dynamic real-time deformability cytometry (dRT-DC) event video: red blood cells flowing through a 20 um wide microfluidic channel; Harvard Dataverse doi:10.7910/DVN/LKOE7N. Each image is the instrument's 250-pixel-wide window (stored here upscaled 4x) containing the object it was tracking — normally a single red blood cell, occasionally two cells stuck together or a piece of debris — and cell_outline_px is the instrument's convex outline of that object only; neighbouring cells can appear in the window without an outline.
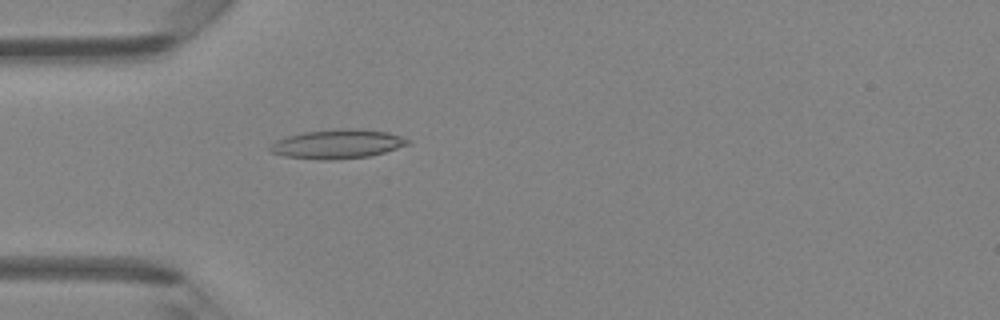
{"species": "Egyptian fruit bat (a non-hibernating species)", "species_latin": "Rousettus aegyptiacus", "temperature_condition": "room temperature", "stored_images_in_passage": 5, "camera_frame_rate_fps": 3000, "um_per_image_px": 0.085, "animal": {"sex": "female"}, "frame": {"image": 1, "passage_image": 5, "time_ms": 1.333, "image_size_px": [1000, 320], "cell_outline_px": [[412, 140], [408, 144], [384, 152], [368, 156], [324, 160], [284, 156], [272, 152], [268, 148], [276, 140], [288, 136], [304, 132], [344, 128], [356, 128], [388, 132]], "centroid_in_image_um": [28.69, 12.23], "position_along_channel_um": 56.3, "area_um2": 23.06}}